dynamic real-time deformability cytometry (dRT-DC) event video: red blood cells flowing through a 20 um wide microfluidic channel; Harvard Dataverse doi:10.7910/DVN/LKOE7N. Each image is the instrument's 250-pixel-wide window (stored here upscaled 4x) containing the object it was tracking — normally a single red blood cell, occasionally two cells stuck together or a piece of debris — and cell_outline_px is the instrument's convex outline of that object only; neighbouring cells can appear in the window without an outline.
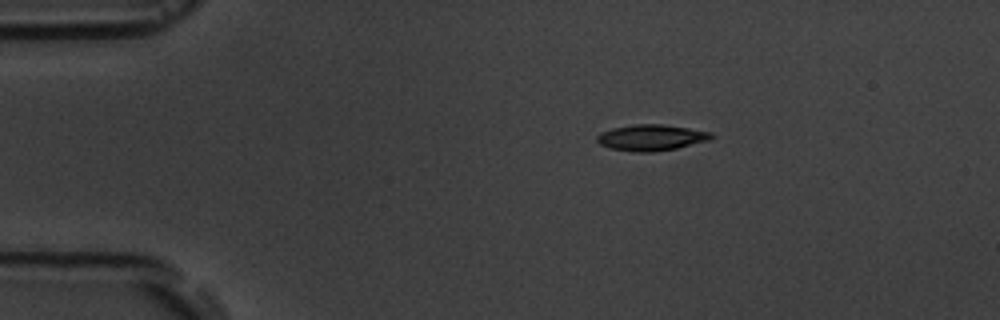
{"species": "common noctule bat (a hibernating species)", "species_latin": "Nyctalus noctula", "temperature_condition": "room temperature", "stored_images_in_passage": 9, "camera_frame_rate_fps": 3000, "um_per_image_px": 0.085, "animal": {"sex": "male", "body_mass_g": 19.5, "forearm_length_mm": 54.6}, "frame": {"image": 1, "passage_image": 1, "time_ms": 0.0, "image_size_px": [1000, 320], "cell_outline_px": [[716, 136], [712, 140], [676, 148], [652, 152], [636, 152], [608, 148], [600, 144], [596, 140], [596, 136], [600, 132], [612, 128], [632, 124], [664, 124], [712, 132]], "centroid_in_image_um": [55.37, 11.69], "position_along_channel_um": 29.6, "area_um2": 17.63}}
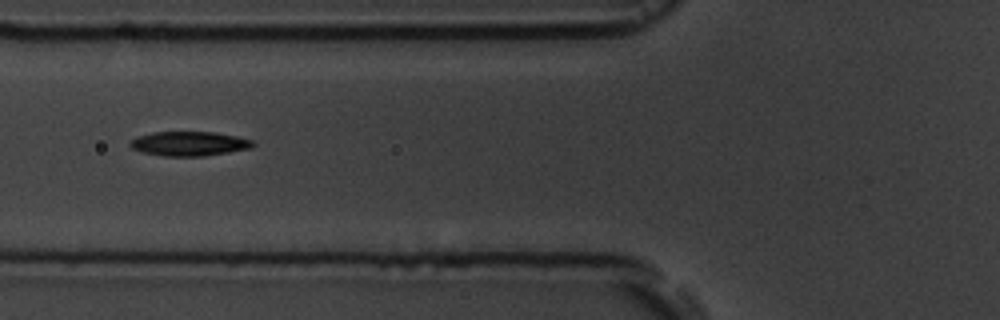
{"frame": {"image": 2, "passage_image": 4, "time_ms": 3.667, "image_size_px": [1000, 320], "cell_outline_px": [[256, 144], [252, 148], [204, 156], [164, 156], [140, 152], [132, 148], [128, 144], [136, 136], [152, 132], [216, 132], [236, 136], [252, 140]], "centroid_in_image_um": [16.07, 12.21], "position_along_channel_um": 109.7, "area_um2": 17.57}}
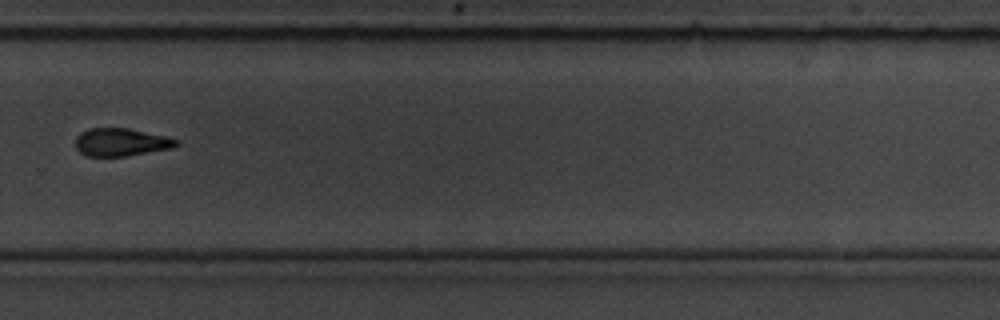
{"frame": {"image": 3, "passage_image": 9, "time_ms": 9.333, "image_size_px": [1000, 320], "cell_outline_px": [[180, 144], [172, 148], [128, 156], [84, 156], [76, 148], [76, 136], [80, 132], [88, 128], [128, 128], [168, 136], [180, 140]], "centroid_in_image_um": [10.31, 12.08], "position_along_channel_um": 319.5, "area_um2": 16.65}}